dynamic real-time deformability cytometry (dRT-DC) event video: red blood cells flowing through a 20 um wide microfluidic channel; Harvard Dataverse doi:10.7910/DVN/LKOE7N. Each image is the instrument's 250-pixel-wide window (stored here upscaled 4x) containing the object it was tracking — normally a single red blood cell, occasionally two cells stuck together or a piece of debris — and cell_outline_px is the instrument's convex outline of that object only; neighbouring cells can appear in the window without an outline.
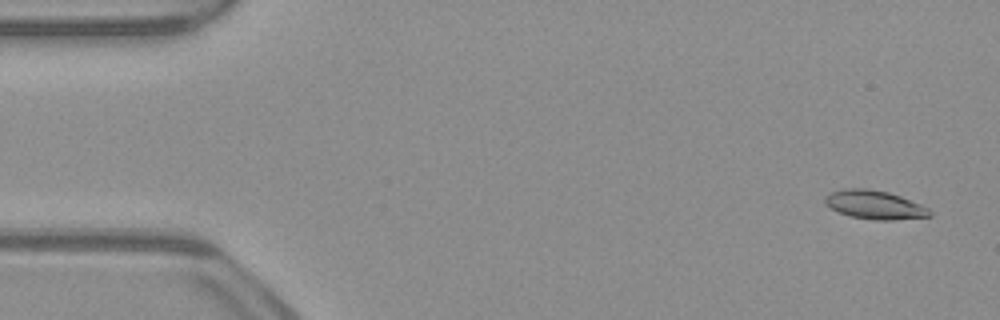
{"species": "common noctule bat (a hibernating species)", "species_latin": "Nyctalus noctula", "temperature_condition": "warm", "stored_images_in_passage": 52, "camera_frame_rate_fps": 3000, "um_per_image_px": 0.085, "animal": {"sex": "male", "body_mass_g": 23.1, "forearm_length_mm": 52.7}, "frame": {"image": 1, "passage_image": 3, "time_ms": 0.667, "image_size_px": [1000, 320], "cell_outline_px": [[932, 216], [892, 220], [876, 220], [852, 216], [840, 212], [824, 204], [824, 196], [832, 192], [844, 188], [868, 188], [888, 192], [900, 196], [920, 204], [928, 208], [932, 212]], "centroid_in_image_um": [74.34, 17.4], "position_along_channel_um": 10.7, "area_um2": 17.4}}
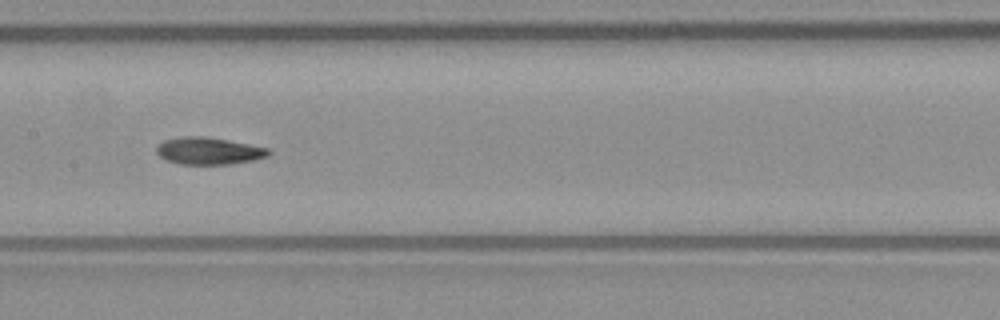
{"frame": {"image": 2, "passage_image": 26, "time_ms": 8.333, "image_size_px": [1000, 320], "cell_outline_px": [[272, 152], [268, 156], [252, 160], [228, 164], [180, 164], [168, 160], [160, 156], [156, 152], [156, 148], [164, 140], [180, 136], [204, 136], [228, 140], [268, 148]], "centroid_in_image_um": [17.74, 12.82], "position_along_channel_um": 189.7, "area_um2": 17.57}}
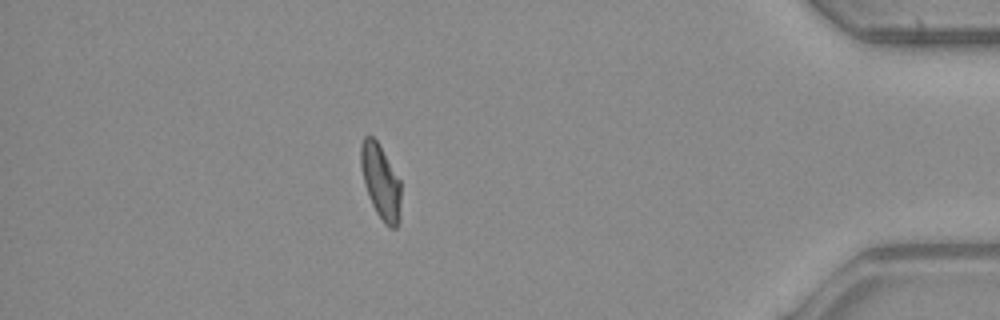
{"frame": {"image": 3, "passage_image": 46, "time_ms": 15.0, "image_size_px": [1000, 320], "cell_outline_px": [[400, 220], [396, 228], [388, 228], [384, 224], [376, 212], [372, 204], [364, 184], [360, 164], [360, 144], [364, 136], [372, 136], [376, 140], [400, 180]], "centroid_in_image_um": [32.35, 15.47], "position_along_channel_um": 402.9, "area_um2": 17.4}, "authors_computed_cell_mechanics": {"area_um2": 17.5712, "velocity_mm_per_s": 3.9664, "shape_relaxation_time_tau1_ms": 6.5718, "shape_relaxation_time_tau2_ms": 3.0595, "deformation_change_tau1": 0.1781, "deformation_change_tau2": 0.0906}}